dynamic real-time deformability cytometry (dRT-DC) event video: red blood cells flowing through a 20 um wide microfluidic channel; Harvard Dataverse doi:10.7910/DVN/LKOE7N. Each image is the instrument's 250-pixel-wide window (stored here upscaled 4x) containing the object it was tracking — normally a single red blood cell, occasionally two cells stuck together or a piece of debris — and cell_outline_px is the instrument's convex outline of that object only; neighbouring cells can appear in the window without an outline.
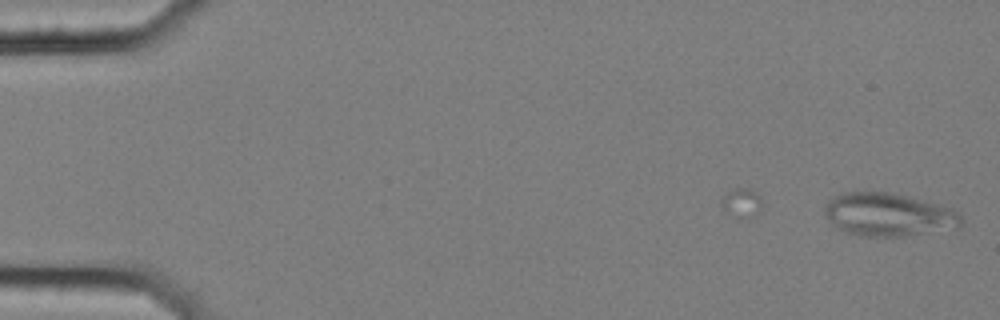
{"species": "common noctule bat (a hibernating species)", "species_latin": "Nyctalus noctula", "temperature_condition": "cold", "stored_images_in_passage": 52, "camera_frame_rate_fps": 3000, "um_per_image_px": 0.085, "animal": {"sex": "female", "body_mass_g": 25.1}, "frame": {"image": 1, "passage_image": 1, "time_ms": 0.0, "image_size_px": [1000, 320], "cell_outline_px": [[960, 228], [904, 236], [860, 236], [844, 232], [832, 224], [824, 212], [824, 208], [828, 200], [844, 192], [888, 192], [908, 196], [952, 208], [960, 212]], "centroid_in_image_um": [75.53, 18.25], "position_along_channel_um": 9.5, "area_um2": 34.33}}
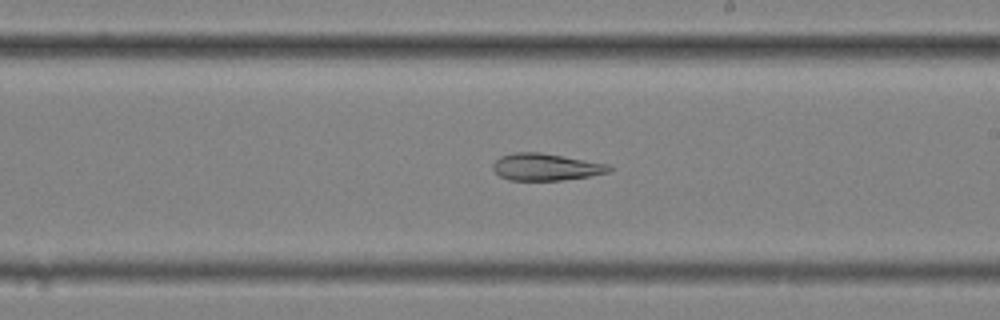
{"frame": {"image": 2, "passage_image": 33, "time_ms": 10.667, "image_size_px": [1000, 320], "cell_outline_px": [[612, 168], [608, 172], [588, 176], [560, 180], [508, 180], [500, 176], [492, 168], [492, 164], [500, 156], [516, 152], [540, 152], [608, 164]], "centroid_in_image_um": [46.35, 14.19], "position_along_channel_um": 242.6, "area_um2": 18.09}}
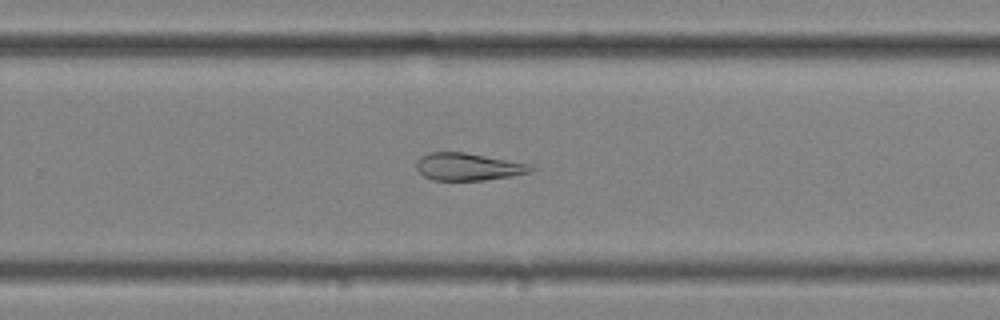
{"frame": {"image": 3, "passage_image": 37, "time_ms": 12.0, "image_size_px": [1000, 320], "cell_outline_px": [[536, 168], [532, 172], [512, 176], [484, 180], [432, 180], [424, 176], [416, 168], [416, 164], [420, 156], [428, 152], [464, 152], [532, 164]], "centroid_in_image_um": [39.82, 14.17], "position_along_channel_um": 290.0, "area_um2": 18.44}, "authors_computed_cell_mechanics": {"area_um2": 19.1029, "velocity_mm_per_s": 3.5608, "shape_relaxation_time_tau1_ms": null, "shape_relaxation_time_tau2_ms": 4.6102, "deformation_change_tau1": null, "deformation_change_tau2": 0.143}}